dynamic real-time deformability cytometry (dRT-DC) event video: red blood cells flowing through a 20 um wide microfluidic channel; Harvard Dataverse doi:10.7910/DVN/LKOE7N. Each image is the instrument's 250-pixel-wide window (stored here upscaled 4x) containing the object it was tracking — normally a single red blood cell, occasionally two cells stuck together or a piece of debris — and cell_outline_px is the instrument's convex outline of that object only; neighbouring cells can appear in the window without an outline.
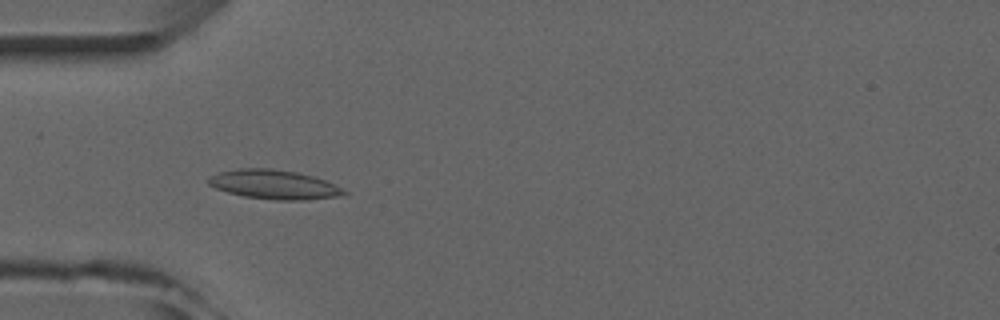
{"species": "common noctule bat (a hibernating species)", "species_latin": "Nyctalus noctula", "temperature_condition": "room temperature", "stored_images_in_passage": 7, "camera_frame_rate_fps": 3000, "um_per_image_px": 0.085, "animal": {"sex": "male", "forearm_length_mm": 52.5}, "frame": {"image": 1, "passage_image": 5, "time_ms": 4.333, "image_size_px": [1000, 320], "cell_outline_px": [[348, 192], [344, 196], [308, 200], [276, 200], [244, 196], [228, 192], [216, 188], [208, 184], [208, 176], [220, 172], [240, 168], [272, 168], [296, 172], [312, 176], [324, 180]], "centroid_in_image_um": [23.29, 15.69], "position_along_channel_um": 61.7, "area_um2": 23.0}}
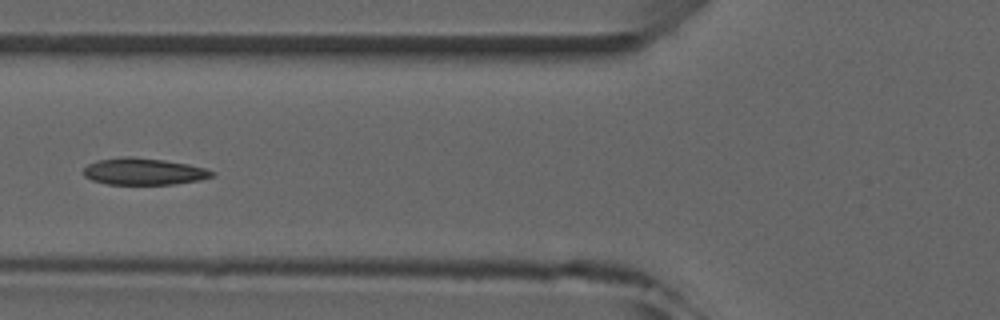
{"frame": {"image": 2, "passage_image": 6, "time_ms": 5.667, "image_size_px": [1000, 320], "cell_outline_px": [[216, 172], [212, 176], [200, 180], [172, 184], [108, 184], [92, 180], [84, 176], [84, 168], [88, 164], [96, 160], [124, 156], [132, 156], [164, 160], [188, 164], [204, 168]], "centroid_in_image_um": [12.19, 14.57], "position_along_channel_um": 113.6, "area_um2": 20.0}}
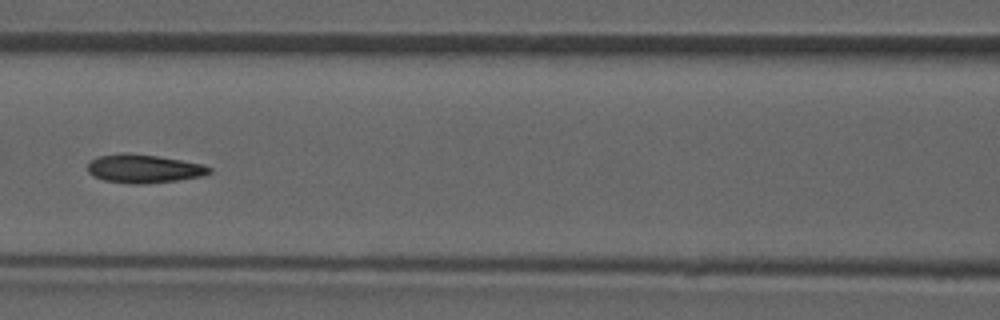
{"frame": {"image": 3, "passage_image": 7, "time_ms": 6.667, "image_size_px": [1000, 320], "cell_outline_px": [[212, 172], [204, 176], [180, 180], [140, 184], [132, 184], [104, 180], [92, 176], [88, 172], [88, 160], [96, 156], [116, 152], [128, 152], [156, 156], [180, 160], [200, 164], [212, 168]], "centroid_in_image_um": [12.17, 14.32], "position_along_channel_um": 154.4, "area_um2": 20.52}}